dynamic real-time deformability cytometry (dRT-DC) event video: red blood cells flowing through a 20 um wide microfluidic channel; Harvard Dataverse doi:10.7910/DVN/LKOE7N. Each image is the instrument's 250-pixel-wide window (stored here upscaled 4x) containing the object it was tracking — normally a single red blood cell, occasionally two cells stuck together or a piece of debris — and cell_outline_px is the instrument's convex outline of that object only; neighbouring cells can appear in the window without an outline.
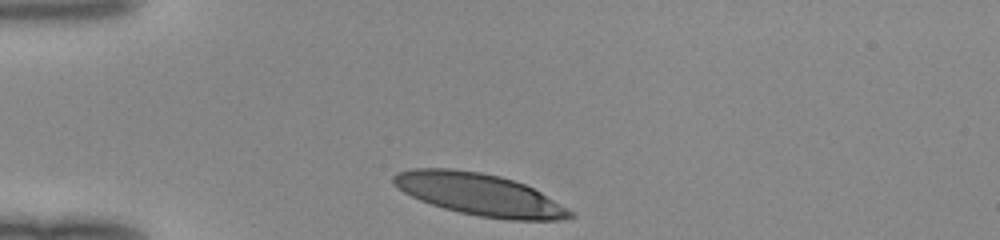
{"species": "human", "species_latin": "Homo sapiens", "temperature_condition": "room temperature", "stored_images_in_passage": 29, "camera_frame_rate_fps": 3000, "um_per_image_px": 0.085, "donor": {"sex": "female"}, "frame": {"image": 1, "passage_image": 1, "time_ms": 0.0, "image_size_px": [1000, 240], "cell_outline_px": [[576, 216], [560, 220], [512, 220], [476, 216], [444, 208], [420, 200], [404, 192], [392, 184], [392, 176], [396, 172], [412, 168], [452, 168], [480, 172], [500, 176], [524, 184], [540, 192], [576, 212]], "centroid_in_image_um": [40.76, 16.53], "position_along_channel_um": 44.2, "area_um2": 43.29}}
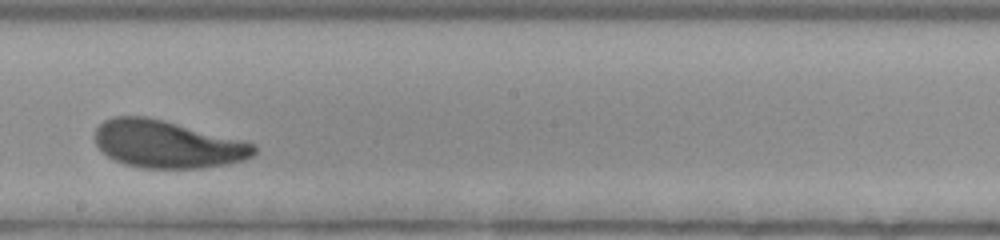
{"frame": {"image": 2, "passage_image": 17, "time_ms": 5.333, "image_size_px": [1000, 240], "cell_outline_px": [[256, 152], [252, 156], [244, 160], [224, 164], [200, 168], [140, 168], [124, 164], [108, 156], [96, 144], [96, 128], [104, 120], [112, 116], [148, 116], [244, 140], [256, 144]], "centroid_in_image_um": [14.23, 12.25], "position_along_channel_um": 234.0, "area_um2": 44.04}}
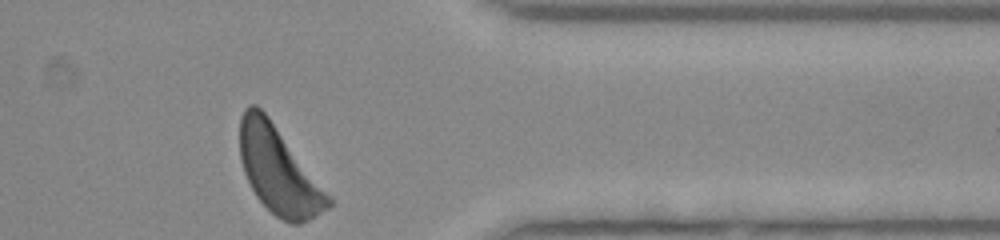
{"frame": {"image": 3, "passage_image": 29, "time_ms": 9.333, "image_size_px": [1000, 240], "cell_outline_px": [[332, 204], [328, 208], [308, 220], [300, 224], [292, 224], [276, 216], [256, 196], [244, 172], [240, 160], [240, 116], [244, 108], [248, 104], [256, 104], [268, 116], [332, 196]], "centroid_in_image_um": [23.69, 14.48], "position_along_channel_um": 387.7, "area_um2": 44.62}}